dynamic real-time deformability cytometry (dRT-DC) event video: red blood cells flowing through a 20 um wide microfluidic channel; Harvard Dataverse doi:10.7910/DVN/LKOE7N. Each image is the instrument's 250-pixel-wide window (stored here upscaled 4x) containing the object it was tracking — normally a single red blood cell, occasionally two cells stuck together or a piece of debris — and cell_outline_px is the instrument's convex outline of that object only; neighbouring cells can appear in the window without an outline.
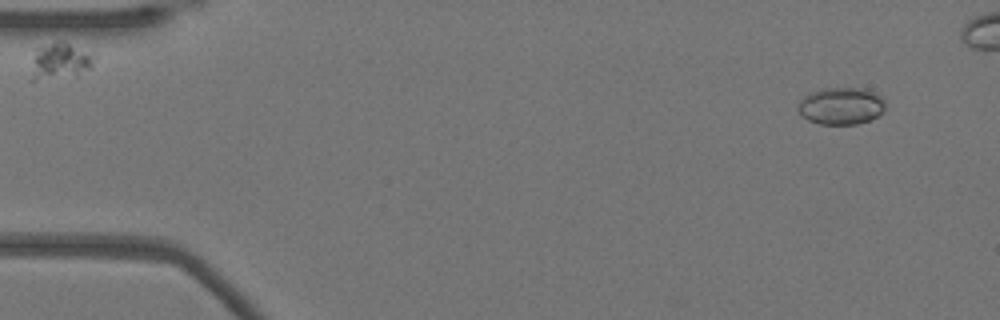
{"species": "Egyptian fruit bat (a non-hibernating species)", "species_latin": "Rousettus aegyptiacus", "temperature_condition": "warm", "stored_images_in_passage": 46, "camera_frame_rate_fps": 3000, "um_per_image_px": 0.085, "animal": {"sex": "female"}, "frame": {"image": 1, "passage_image": 4, "time_ms": 1.0, "image_size_px": [1000, 320], "cell_outline_px": [[884, 112], [868, 120], [856, 124], [820, 124], [808, 120], [796, 108], [800, 100], [808, 92], [824, 88], [864, 88], [876, 92], [884, 100]], "centroid_in_image_um": [71.48, 8.99], "position_along_channel_um": 13.5, "area_um2": 18.96}}
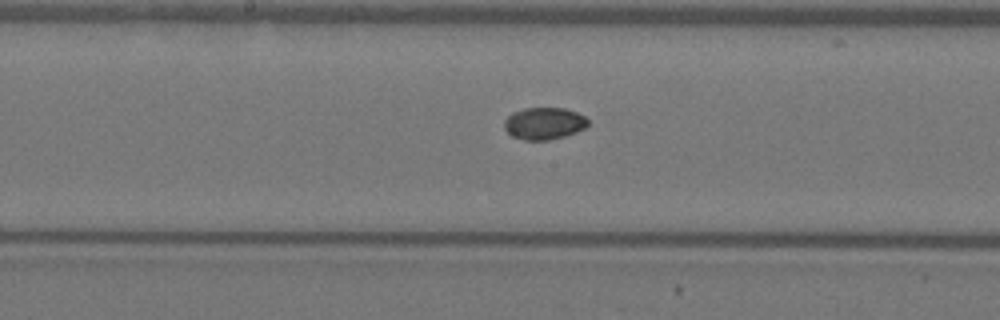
{"frame": {"image": 2, "passage_image": 27, "time_ms": 8.667, "image_size_px": [1000, 320], "cell_outline_px": [[588, 124], [584, 128], [576, 132], [564, 136], [548, 140], [524, 140], [512, 136], [504, 128], [504, 120], [512, 112], [524, 108], [564, 108], [576, 112], [584, 116], [588, 120]], "centroid_in_image_um": [46.23, 10.49], "position_along_channel_um": 202.0, "area_um2": 15.61}}
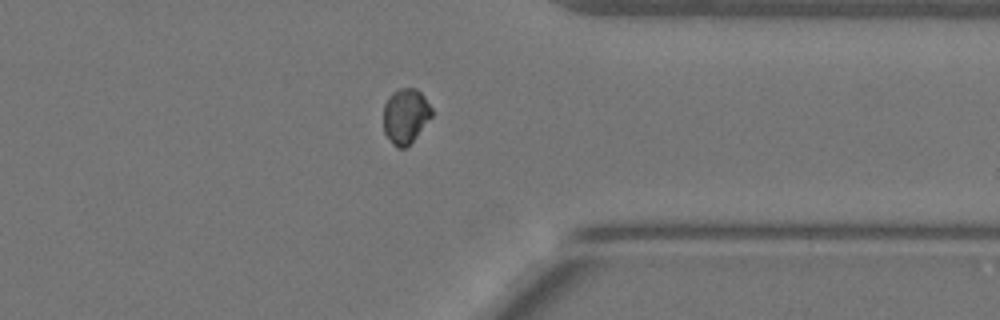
{"frame": {"image": 3, "passage_image": 41, "time_ms": 13.333, "image_size_px": [1000, 320], "cell_outline_px": [[432, 116], [416, 136], [404, 148], [396, 148], [392, 144], [384, 132], [384, 104], [388, 96], [396, 88], [416, 88], [424, 96], [432, 108]], "centroid_in_image_um": [34.46, 9.83], "position_along_channel_um": 376.9, "area_um2": 15.49}}